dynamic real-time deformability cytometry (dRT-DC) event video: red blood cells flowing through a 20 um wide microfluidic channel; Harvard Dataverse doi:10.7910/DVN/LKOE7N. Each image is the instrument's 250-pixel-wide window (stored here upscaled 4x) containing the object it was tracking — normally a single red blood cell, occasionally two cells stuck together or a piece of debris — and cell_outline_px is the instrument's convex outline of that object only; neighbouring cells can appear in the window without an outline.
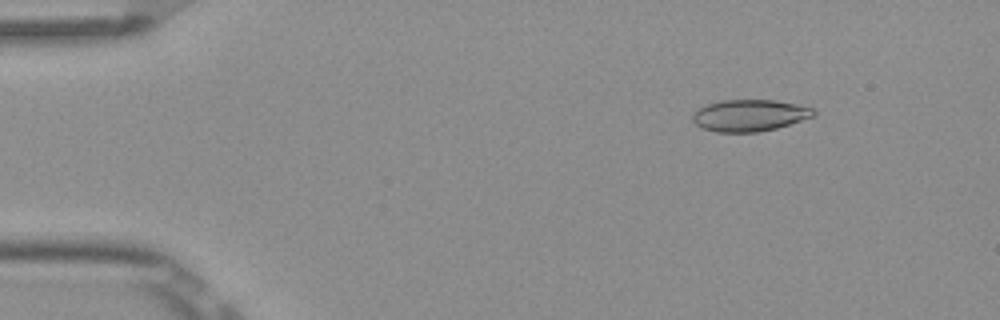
{"species": "Egyptian fruit bat (a non-hibernating species)", "species_latin": "Rousettus aegyptiacus", "temperature_condition": "room temperature", "stored_images_in_passage": 5, "camera_frame_rate_fps": 3000, "um_per_image_px": 0.085, "frame": {"image": 1, "passage_image": 2, "time_ms": 0.333, "image_size_px": [1000, 320], "cell_outline_px": [[816, 112], [812, 116], [776, 128], [756, 132], [716, 132], [704, 128], [696, 124], [692, 120], [692, 116], [700, 108], [708, 104], [720, 100], [776, 100], [796, 104], [812, 108]], "centroid_in_image_um": [63.69, 9.8], "position_along_channel_um": 21.3, "area_um2": 21.96}}
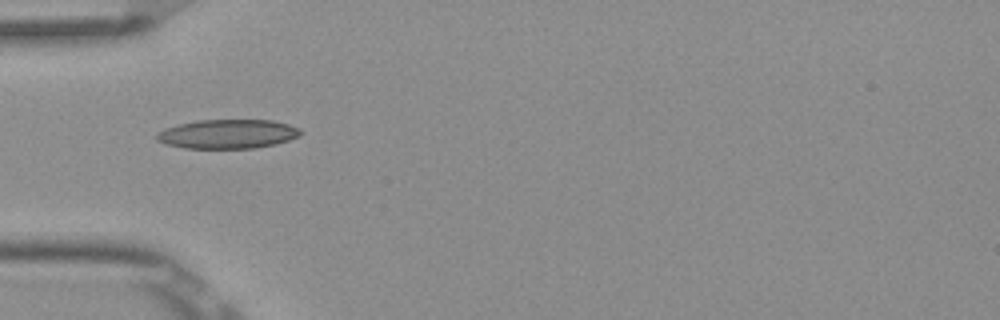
{"frame": {"image": 2, "passage_image": 5, "time_ms": 1.333, "image_size_px": [1000, 320], "cell_outline_px": [[304, 132], [300, 136], [276, 144], [256, 148], [184, 148], [164, 144], [156, 140], [156, 132], [164, 128], [196, 120], [272, 120], [288, 124], [300, 128]], "centroid_in_image_um": [19.35, 11.39], "position_along_channel_um": 65.6, "area_um2": 24.68}}